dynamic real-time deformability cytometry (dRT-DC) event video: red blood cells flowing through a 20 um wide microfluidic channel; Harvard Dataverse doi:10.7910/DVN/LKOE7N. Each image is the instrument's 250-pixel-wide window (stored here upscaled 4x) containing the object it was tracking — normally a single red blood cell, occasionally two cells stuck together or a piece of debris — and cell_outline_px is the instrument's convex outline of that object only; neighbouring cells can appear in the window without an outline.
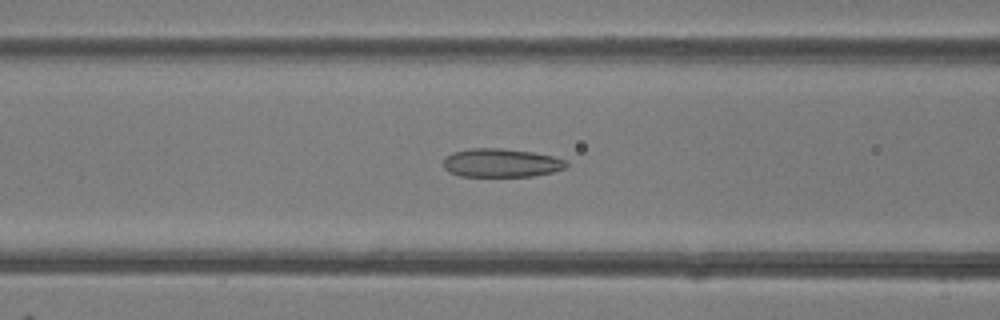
{"species": "common noctule bat (a hibernating species)", "species_latin": "Nyctalus noctula", "temperature_condition": "room temperature", "stored_images_in_passage": 49, "camera_frame_rate_fps": 3000, "um_per_image_px": 0.085, "animal": {"sex": "female"}, "frame": {"image": 1, "passage_image": 20, "time_ms": 6.333, "image_size_px": [1000, 320], "cell_outline_px": [[568, 164], [564, 168], [552, 172], [532, 176], [460, 176], [448, 172], [444, 168], [444, 156], [452, 152], [468, 148], [500, 148], [532, 152], [552, 156], [564, 160]], "centroid_in_image_um": [42.54, 13.84], "position_along_channel_um": 124.1, "area_um2": 20.46}}
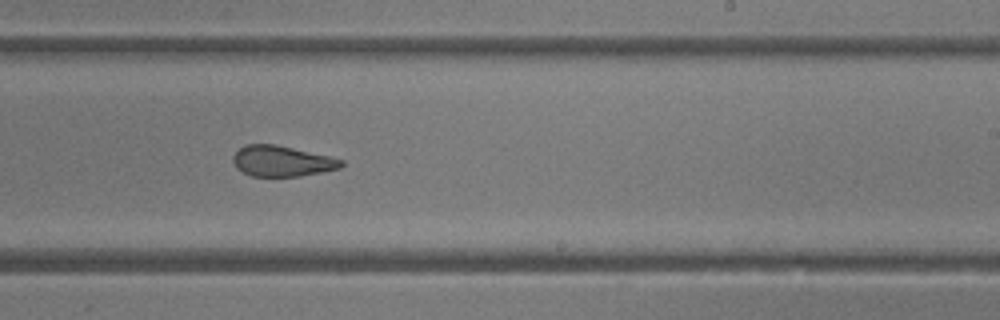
{"frame": {"image": 2, "passage_image": 30, "time_ms": 9.667, "image_size_px": [1000, 320], "cell_outline_px": [[344, 164], [340, 168], [300, 176], [252, 176], [236, 168], [232, 160], [232, 156], [244, 144], [276, 144], [328, 156], [344, 160]], "centroid_in_image_um": [23.94, 13.69], "position_along_channel_um": 265.1, "area_um2": 19.25}}
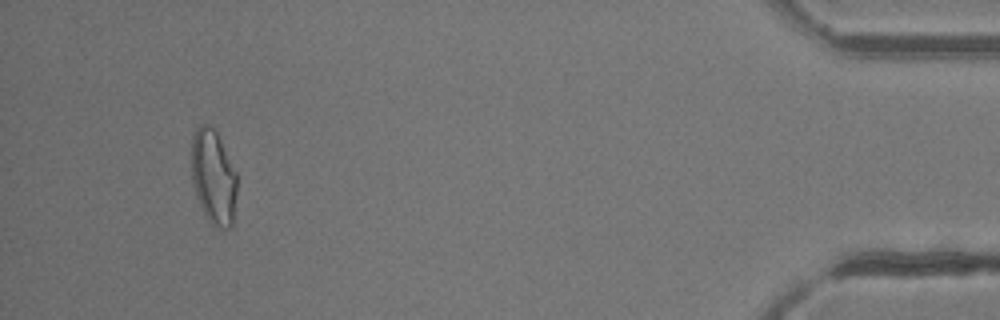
{"frame": {"image": 3, "passage_image": 46, "time_ms": 15.0, "image_size_px": [1000, 320], "cell_outline_px": [[236, 196], [232, 224], [228, 228], [216, 228], [208, 220], [196, 196], [192, 184], [192, 136], [196, 128], [200, 124], [208, 124], [216, 128], [236, 172]], "centroid_in_image_um": [18.14, 15.0], "position_along_channel_um": 417.1, "area_um2": 25.26}, "authors_computed_cell_mechanics": {"area_um2": 22.5998, "velocity_mm_per_s": 4.2268, "shape_relaxation_time_tau1_ms": null, "shape_relaxation_time_tau2_ms": 2.4665, "deformation_change_tau1": null, "deformation_change_tau2": 0.0976}}